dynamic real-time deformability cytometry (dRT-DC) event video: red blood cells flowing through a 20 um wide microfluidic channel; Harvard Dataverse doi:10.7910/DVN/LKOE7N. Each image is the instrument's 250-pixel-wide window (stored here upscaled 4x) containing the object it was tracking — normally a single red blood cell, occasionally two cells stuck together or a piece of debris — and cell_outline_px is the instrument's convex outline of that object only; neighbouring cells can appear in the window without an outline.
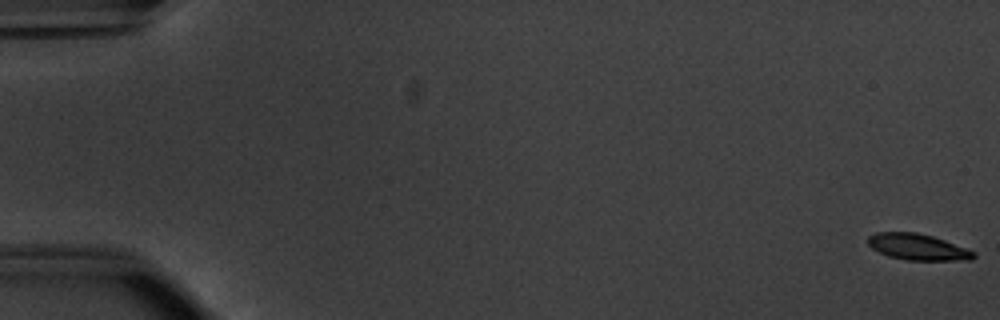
{"species": "common noctule bat (a hibernating species)", "species_latin": "Nyctalus noctula", "temperature_condition": "warm", "stored_images_in_passage": 54, "camera_frame_rate_fps": 3000, "um_per_image_px": 0.085, "animal": {"sex": "male", "body_mass_g": 20.1, "forearm_length_mm": 53.5}, "frame": {"image": 1, "passage_image": 1, "time_ms": 0.0, "image_size_px": [1000, 320], "cell_outline_px": [[976, 256], [972, 260], [908, 260], [888, 256], [872, 248], [868, 244], [868, 236], [876, 232], [916, 232], [932, 236], [944, 240], [976, 252]], "centroid_in_image_um": [78.01, 20.99], "position_along_channel_um": 7.0, "area_um2": 16.07}}
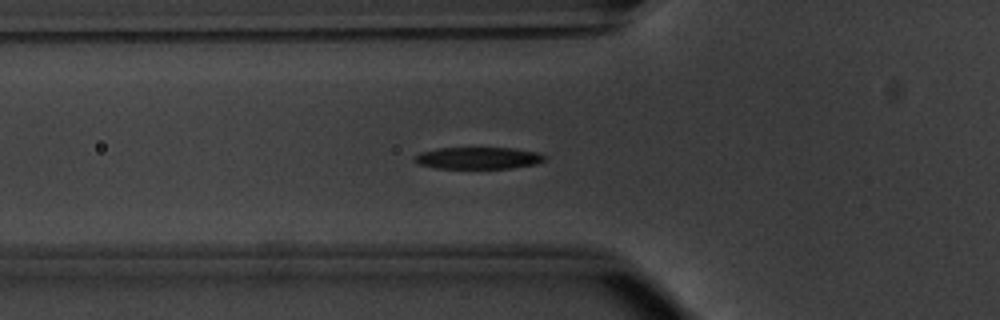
{"frame": {"image": 2, "passage_image": 20, "time_ms": 6.333, "image_size_px": [1000, 320], "cell_outline_px": [[548, 156], [544, 160], [536, 164], [512, 168], [436, 168], [420, 164], [412, 160], [420, 152], [436, 148], [512, 148], [536, 152]], "centroid_in_image_um": [40.65, 13.43], "position_along_channel_um": 85.1, "area_um2": 16.53}}
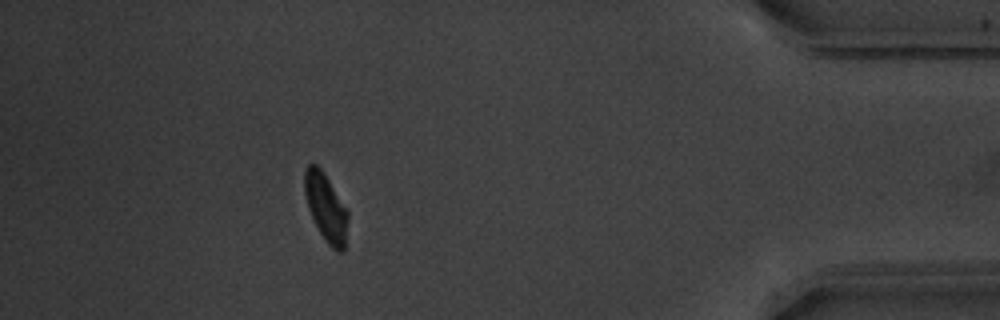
{"frame": {"image": 3, "passage_image": 49, "time_ms": 16.0, "image_size_px": [1000, 320], "cell_outline_px": [[348, 220], [344, 252], [336, 252], [324, 240], [308, 208], [304, 192], [304, 172], [308, 164], [316, 164], [324, 172], [348, 212]], "centroid_in_image_um": [27.7, 17.65], "position_along_channel_um": 407.5, "area_um2": 17.05}, "authors_computed_cell_mechanics": {"area_um2": 17.3689, "velocity_mm_per_s": 3.8065, "shape_relaxation_time_tau1_ms": 1.5297, "shape_relaxation_time_tau2_ms": 3.0663, "deformation_change_tau1": 0.1454, "deformation_change_tau2": 0.082}}